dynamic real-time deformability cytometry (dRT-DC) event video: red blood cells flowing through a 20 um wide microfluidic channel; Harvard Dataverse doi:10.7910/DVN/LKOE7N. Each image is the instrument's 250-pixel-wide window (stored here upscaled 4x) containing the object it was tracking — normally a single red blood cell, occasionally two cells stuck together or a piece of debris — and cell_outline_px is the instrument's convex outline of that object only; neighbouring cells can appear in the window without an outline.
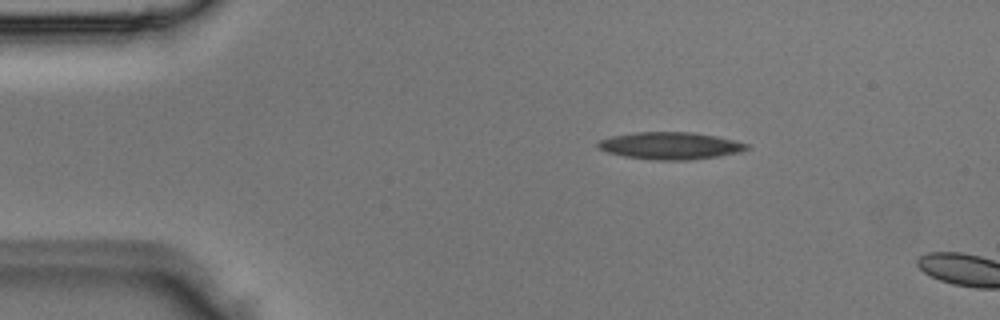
{"species": "Egyptian fruit bat (a non-hibernating species)", "species_latin": "Rousettus aegyptiacus", "temperature_condition": "room temperature", "stored_images_in_passage": 5, "camera_frame_rate_fps": 3000, "um_per_image_px": 0.085, "animal": {"sex": "male"}, "frame": {"image": 1, "passage_image": 5, "time_ms": 1.333, "image_size_px": [1000, 320], "cell_outline_px": [[748, 148], [740, 152], [716, 156], [688, 160], [652, 160], [624, 156], [608, 152], [596, 148], [596, 144], [600, 140], [612, 136], [636, 132], [692, 132], [716, 136], [748, 144]], "centroid_in_image_um": [56.93, 12.38], "position_along_channel_um": 28.1, "area_um2": 23.41}}